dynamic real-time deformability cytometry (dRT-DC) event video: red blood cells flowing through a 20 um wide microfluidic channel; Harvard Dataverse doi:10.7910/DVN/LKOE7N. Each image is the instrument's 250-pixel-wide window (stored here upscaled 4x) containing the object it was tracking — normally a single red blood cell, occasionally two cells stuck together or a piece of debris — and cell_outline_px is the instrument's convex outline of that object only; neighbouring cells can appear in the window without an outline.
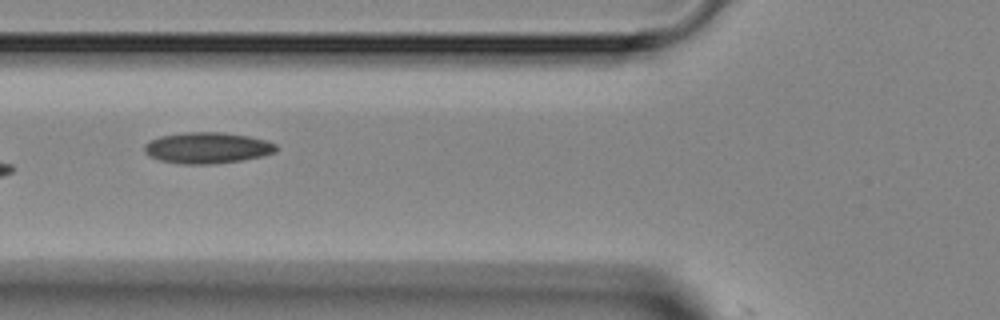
{"species": "Egyptian fruit bat (a non-hibernating species)", "species_latin": "Rousettus aegyptiacus", "temperature_condition": "room temperature", "stored_images_in_passage": 6, "camera_frame_rate_fps": 3000, "um_per_image_px": 0.085, "animal": {"sex": "female"}, "frame": {"image": 1, "passage_image": 6, "time_ms": 5.667, "image_size_px": [1000, 320], "cell_outline_px": [[276, 152], [260, 156], [240, 160], [212, 164], [180, 164], [160, 160], [144, 152], [144, 144], [160, 136], [184, 132], [224, 132], [248, 136], [264, 140], [276, 144]], "centroid_in_image_um": [17.6, 12.56], "position_along_channel_um": 108.2, "area_um2": 23.7}}